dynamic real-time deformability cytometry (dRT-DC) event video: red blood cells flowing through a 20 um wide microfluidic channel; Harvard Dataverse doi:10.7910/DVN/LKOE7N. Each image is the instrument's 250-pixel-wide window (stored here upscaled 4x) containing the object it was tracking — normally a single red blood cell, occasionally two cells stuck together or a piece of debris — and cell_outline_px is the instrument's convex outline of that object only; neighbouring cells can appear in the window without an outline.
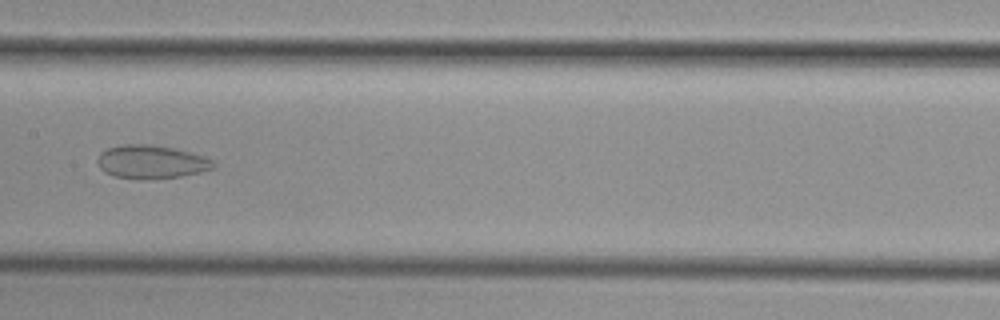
{"species": "common noctule bat (a hibernating species)", "species_latin": "Nyctalus noctula", "temperature_condition": "cold", "stored_images_in_passage": 8, "camera_frame_rate_fps": 3000, "um_per_image_px": 0.085, "animal": {"sex": "female", "body_mass_g": 29.2, "forearm_length_mm": 56.3}, "frame": {"image": 1, "passage_image": 5, "time_ms": 4.667, "image_size_px": [1000, 320], "cell_outline_px": [[216, 168], [200, 172], [180, 176], [148, 180], [140, 180], [116, 176], [104, 172], [100, 168], [96, 160], [100, 152], [108, 148], [120, 144], [148, 144], [176, 148], [204, 156], [212, 160], [216, 164]], "centroid_in_image_um": [12.86, 13.76], "position_along_channel_um": 194.5, "area_um2": 22.89}}
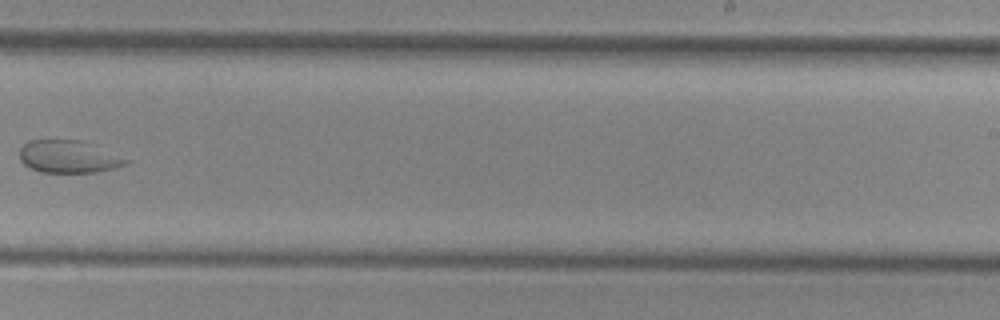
{"frame": {"image": 2, "passage_image": 7, "time_ms": 7.0, "image_size_px": [1000, 320], "cell_outline_px": [[132, 160], [128, 164], [96, 172], [40, 172], [28, 168], [20, 160], [20, 148], [28, 140], [84, 140]], "centroid_in_image_um": [5.84, 13.31], "position_along_channel_um": 283.2, "area_um2": 20.35}}
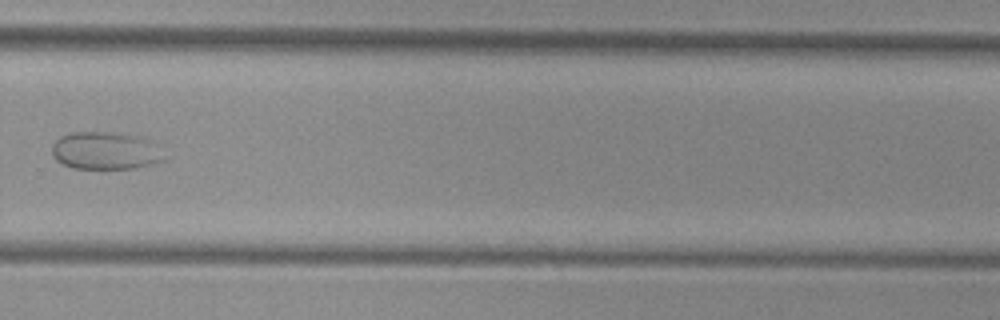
{"frame": {"image": 3, "passage_image": 8, "time_ms": 8.0, "image_size_px": [1000, 320], "cell_outline_px": [[164, 160], [152, 164], [136, 168], [72, 168], [56, 160], [52, 156], [52, 144], [60, 136], [72, 132], [116, 132], [140, 136], [152, 140], [156, 144]], "centroid_in_image_um": [8.94, 12.79], "position_along_channel_um": 320.9, "area_um2": 24.68}}